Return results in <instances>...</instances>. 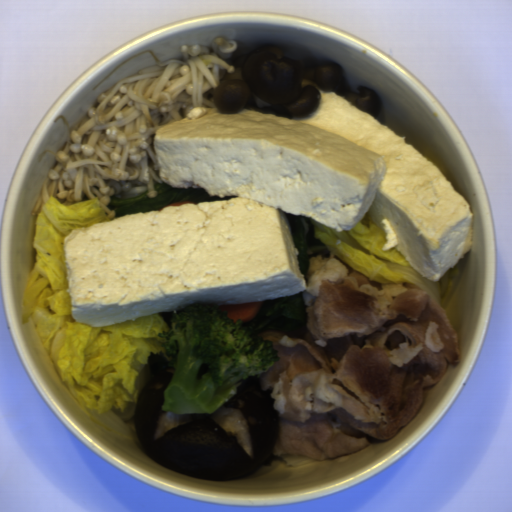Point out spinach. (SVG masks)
Returning a JSON list of instances; mask_svg holds the SVG:
<instances>
[{
    "label": "spinach",
    "instance_id": "obj_3",
    "mask_svg": "<svg viewBox=\"0 0 512 512\" xmlns=\"http://www.w3.org/2000/svg\"><path fill=\"white\" fill-rule=\"evenodd\" d=\"M289 226L292 232L294 243L299 249L297 253L300 273L307 280L308 277V255L307 248L310 246H325L315 235V227L312 218L305 215L286 213Z\"/></svg>",
    "mask_w": 512,
    "mask_h": 512
},
{
    "label": "spinach",
    "instance_id": "obj_1",
    "mask_svg": "<svg viewBox=\"0 0 512 512\" xmlns=\"http://www.w3.org/2000/svg\"><path fill=\"white\" fill-rule=\"evenodd\" d=\"M154 191H157L158 194L153 198H149L148 191L130 199H120L113 195L110 196L109 204L105 206L111 211H115V217L118 219L138 212L161 210L177 201L200 203L230 200L237 197L210 196L209 193L199 188H173L164 181L163 183L154 182Z\"/></svg>",
    "mask_w": 512,
    "mask_h": 512
},
{
    "label": "spinach",
    "instance_id": "obj_2",
    "mask_svg": "<svg viewBox=\"0 0 512 512\" xmlns=\"http://www.w3.org/2000/svg\"><path fill=\"white\" fill-rule=\"evenodd\" d=\"M306 306L302 291L264 300L254 320L248 322L257 335L268 330L294 331L308 322Z\"/></svg>",
    "mask_w": 512,
    "mask_h": 512
}]
</instances>
